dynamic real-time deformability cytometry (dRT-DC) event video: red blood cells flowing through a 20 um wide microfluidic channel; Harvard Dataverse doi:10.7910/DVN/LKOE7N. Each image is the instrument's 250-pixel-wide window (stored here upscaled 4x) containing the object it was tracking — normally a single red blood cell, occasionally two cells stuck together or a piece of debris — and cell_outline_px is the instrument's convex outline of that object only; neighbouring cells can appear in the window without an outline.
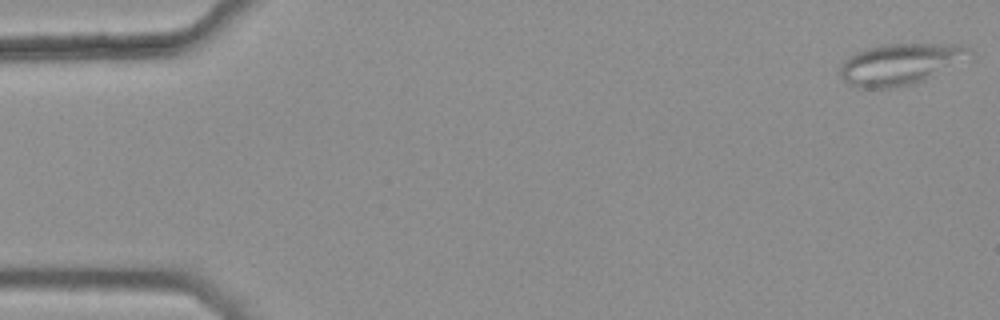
{"species": "common noctule bat (a hibernating species)", "species_latin": "Nyctalus noctula", "temperature_condition": "warm", "stored_images_in_passage": 39, "camera_frame_rate_fps": 3000, "um_per_image_px": 0.085, "animal": {"sex": "female", "body_mass_g": 25.1}, "frame": {"image": 1, "passage_image": 1, "time_ms": 0.0, "image_size_px": [1000, 320], "cell_outline_px": [[968, 48], [932, 76], [924, 80], [892, 88], [860, 88], [848, 84], [840, 76], [840, 64], [848, 56], [856, 52], [868, 48], [884, 44], [960, 44]], "centroid_in_image_um": [76.23, 5.46], "position_along_channel_um": 8.8, "area_um2": 29.42}}
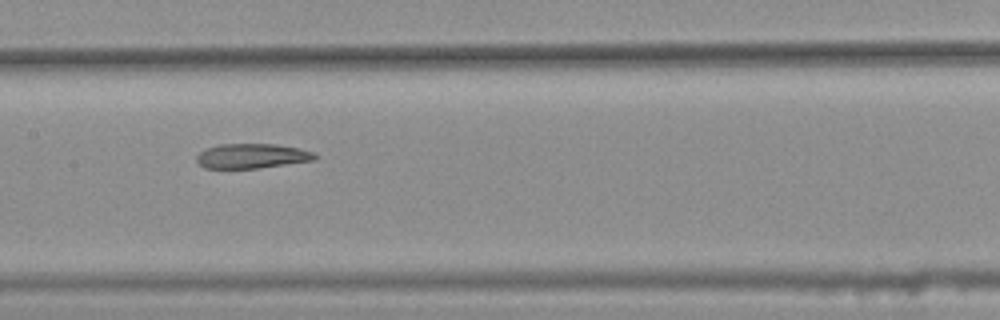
{"frame": {"image": 2, "passage_image": 26, "time_ms": 8.333, "image_size_px": [1000, 320], "cell_outline_px": [[320, 156], [316, 160], [256, 168], [204, 168], [196, 160], [196, 156], [204, 148], [220, 144], [276, 144], [296, 148], [312, 152]], "centroid_in_image_um": [21.4, 13.25], "position_along_channel_um": 186.0, "area_um2": 16.99}}
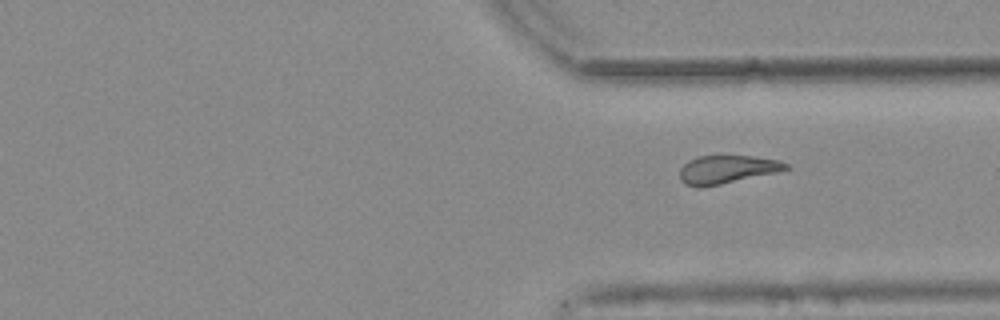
{"frame": {"image": 3, "passage_image": 39, "time_ms": 12.667, "image_size_px": [1000, 320], "cell_outline_px": [[792, 168], [776, 172], [720, 184], [700, 188], [684, 184], [680, 180], [680, 168], [688, 160], [696, 156], [752, 156], [780, 160], [788, 164]], "centroid_in_image_um": [61.77, 14.4], "position_along_channel_um": 349.6, "area_um2": 17.46}}